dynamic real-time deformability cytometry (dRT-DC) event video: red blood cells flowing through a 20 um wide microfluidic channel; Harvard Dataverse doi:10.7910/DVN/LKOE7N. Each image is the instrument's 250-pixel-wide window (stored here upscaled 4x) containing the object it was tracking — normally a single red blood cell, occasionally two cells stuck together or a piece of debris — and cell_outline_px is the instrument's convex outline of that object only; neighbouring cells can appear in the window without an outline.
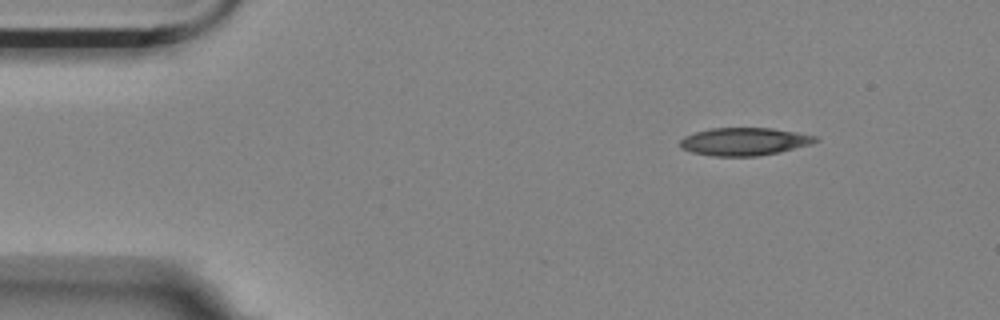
{"species": "Egyptian fruit bat (a non-hibernating species)", "species_latin": "Rousettus aegyptiacus", "temperature_condition": "room temperature", "stored_images_in_passage": 4, "camera_frame_rate_fps": 3000, "um_per_image_px": 0.085, "animal": {"sex": "female"}, "frame": {"image": 1, "passage_image": 1, "time_ms": 0.0, "image_size_px": [1000, 320], "cell_outline_px": [[820, 140], [808, 144], [780, 152], [756, 156], [712, 156], [692, 152], [680, 148], [680, 140], [684, 136], [696, 132], [712, 128], [772, 128], [796, 132], [816, 136]], "centroid_in_image_um": [63.23, 12.03], "position_along_channel_um": 21.8, "area_um2": 21.79}}